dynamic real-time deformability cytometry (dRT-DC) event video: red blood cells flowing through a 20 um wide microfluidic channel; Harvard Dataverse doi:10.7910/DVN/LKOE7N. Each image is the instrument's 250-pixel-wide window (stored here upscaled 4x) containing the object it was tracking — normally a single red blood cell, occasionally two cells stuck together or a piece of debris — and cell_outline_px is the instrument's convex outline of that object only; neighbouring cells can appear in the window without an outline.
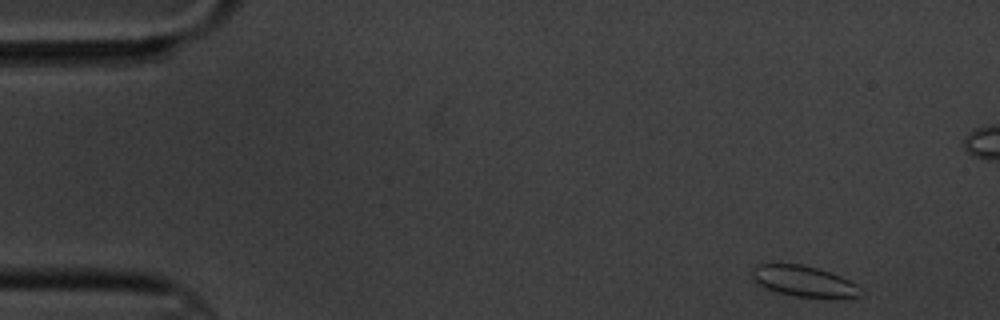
{"species": "common noctule bat (a hibernating species)", "species_latin": "Nyctalus noctula", "temperature_condition": "cold", "stored_images_in_passage": 4, "camera_frame_rate_fps": 3000, "um_per_image_px": 0.085, "animal": {"sex": "male", "body_mass_g": 20.1, "forearm_length_mm": 53.5}, "frame": {"image": 1, "passage_image": 1, "time_ms": 0.0, "image_size_px": [1000, 320], "cell_outline_px": [[860, 296], [796, 296], [780, 292], [768, 288], [752, 280], [752, 268], [756, 264], [800, 264], [816, 268], [840, 276], [856, 284]], "centroid_in_image_um": [68.22, 23.86], "position_along_channel_um": 16.8, "area_um2": 18.55}}